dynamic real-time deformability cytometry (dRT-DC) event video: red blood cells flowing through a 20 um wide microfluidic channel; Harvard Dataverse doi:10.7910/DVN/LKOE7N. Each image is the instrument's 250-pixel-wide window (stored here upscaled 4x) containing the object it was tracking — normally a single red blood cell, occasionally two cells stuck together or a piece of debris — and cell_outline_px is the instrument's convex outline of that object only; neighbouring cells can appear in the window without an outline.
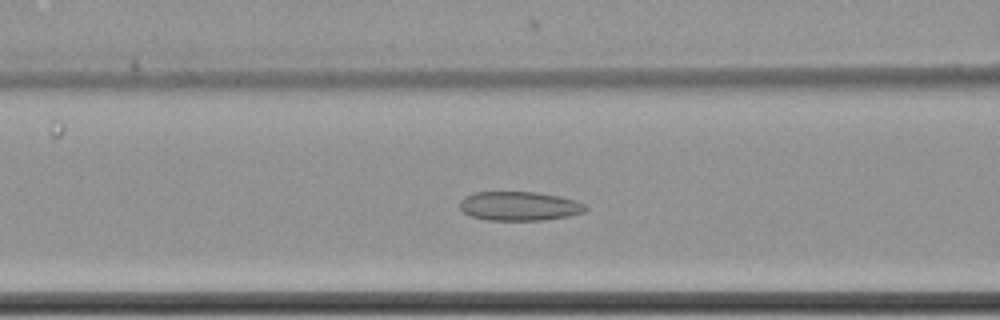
{"species": "common noctule bat (a hibernating species)", "species_latin": "Nyctalus noctula", "temperature_condition": "cold", "stored_images_in_passage": 48, "camera_frame_rate_fps": 3000, "um_per_image_px": 0.085, "animal": {"sex": "female", "body_mass_g": 22.7, "forearm_length_mm": 54.2}, "frame": {"image": 1, "passage_image": 19, "time_ms": 6.0, "image_size_px": [1000, 320], "cell_outline_px": [[588, 208], [584, 212], [568, 216], [544, 220], [488, 220], [472, 216], [464, 212], [460, 208], [460, 200], [464, 196], [472, 192], [536, 192], [560, 196], [576, 200], [584, 204]], "centroid_in_image_um": [44.14, 17.51], "position_along_channel_um": 122.5, "area_um2": 21.39}}
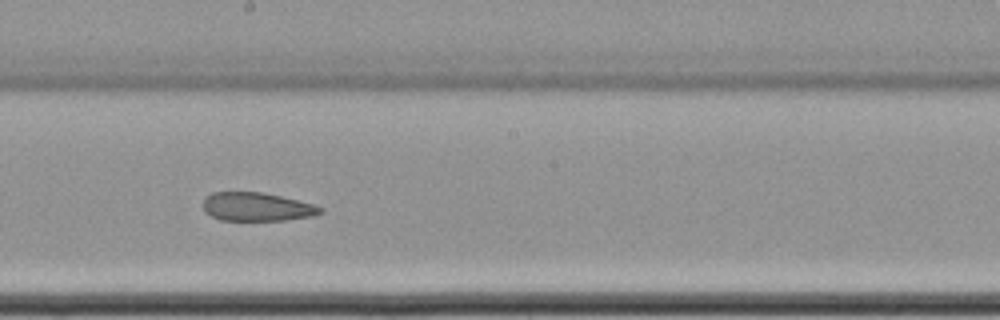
{"frame": {"image": 2, "passage_image": 28, "time_ms": 9.0, "image_size_px": [1000, 320], "cell_outline_px": [[324, 212], [312, 216], [288, 220], [220, 220], [204, 212], [204, 200], [212, 192], [264, 192], [312, 204], [324, 208]], "centroid_in_image_um": [21.84, 17.58], "position_along_channel_um": 226.4, "area_um2": 19.42}}
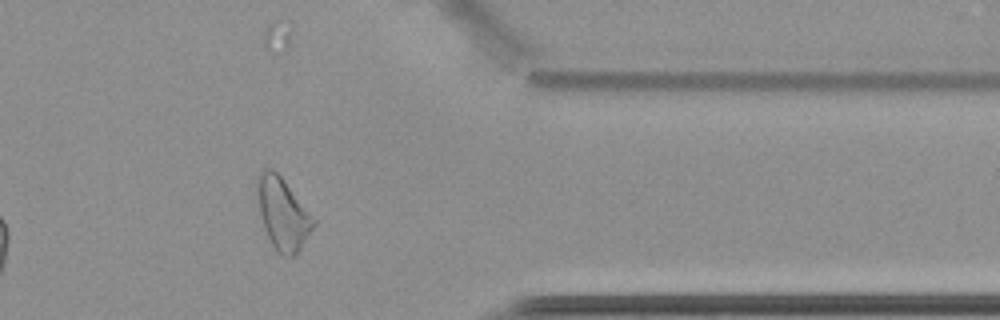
{"frame": {"image": 3, "passage_image": 43, "time_ms": 14.0, "image_size_px": [1000, 320], "cell_outline_px": [[316, 224], [300, 248], [292, 256], [284, 256], [276, 252], [264, 228], [260, 212], [256, 192], [256, 176], [264, 168], [272, 168], [280, 176], [316, 220]], "centroid_in_image_um": [24.01, 18.14], "position_along_channel_um": 387.4, "area_um2": 23.24}, "authors_computed_cell_mechanics": {"area_um2": 22.8888, "velocity_mm_per_s": 3.4701, "shape_relaxation_time_tau1_ms": null, "shape_relaxation_time_tau2_ms": 5.5838, "deformation_change_tau1": null, "deformation_change_tau2": 0.1412}}